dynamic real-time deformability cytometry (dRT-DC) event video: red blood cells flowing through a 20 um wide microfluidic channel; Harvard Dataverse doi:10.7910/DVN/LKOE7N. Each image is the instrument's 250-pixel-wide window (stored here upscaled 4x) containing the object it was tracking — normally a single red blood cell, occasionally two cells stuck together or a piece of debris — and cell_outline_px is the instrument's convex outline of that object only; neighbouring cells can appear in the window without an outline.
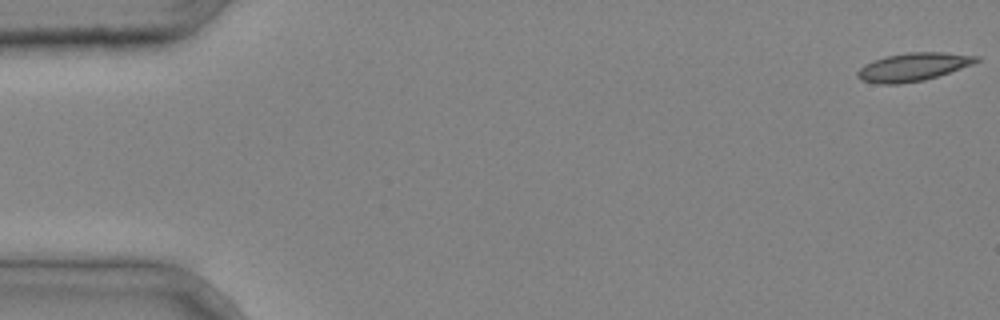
{"species": "common noctule bat (a hibernating species)", "species_latin": "Nyctalus noctula", "temperature_condition": "cold", "stored_images_in_passage": 14, "camera_frame_rate_fps": 3000, "um_per_image_px": 0.085, "animal": {"sex": "male", "body_mass_g": 20.4}, "frame": {"image": 1, "passage_image": 1, "time_ms": 0.0, "image_size_px": [1000, 320], "cell_outline_px": [[980, 60], [972, 64], [924, 80], [900, 84], [880, 84], [860, 80], [856, 76], [856, 72], [864, 64], [884, 56], [908, 52], [944, 52], [980, 56]], "centroid_in_image_um": [77.57, 5.68], "position_along_channel_um": 7.4, "area_um2": 19.48}}